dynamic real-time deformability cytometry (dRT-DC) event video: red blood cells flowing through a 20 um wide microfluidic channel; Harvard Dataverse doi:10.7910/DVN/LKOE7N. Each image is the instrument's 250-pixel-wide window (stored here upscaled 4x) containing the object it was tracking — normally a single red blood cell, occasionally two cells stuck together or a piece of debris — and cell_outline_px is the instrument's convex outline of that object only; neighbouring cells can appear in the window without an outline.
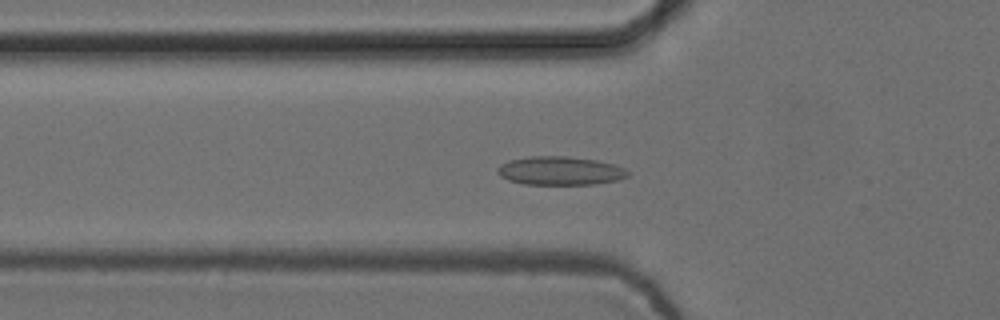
{"species": "common noctule bat (a hibernating species)", "species_latin": "Nyctalus noctula", "temperature_condition": "cold", "stored_images_in_passage": 55, "camera_frame_rate_fps": 3000, "um_per_image_px": 0.085, "animal": {"sex": "female", "body_mass_g": 24.6, "forearm_length_mm": 56.2}, "frame": {"image": 1, "passage_image": 19, "time_ms": 6.0, "image_size_px": [1000, 320], "cell_outline_px": [[628, 176], [620, 180], [596, 184], [524, 184], [508, 180], [500, 176], [496, 172], [496, 168], [500, 164], [508, 160], [532, 156], [568, 156], [596, 160], [612, 164], [624, 168], [628, 172]], "centroid_in_image_um": [47.58, 14.51], "position_along_channel_um": 78.2, "area_um2": 21.79}}
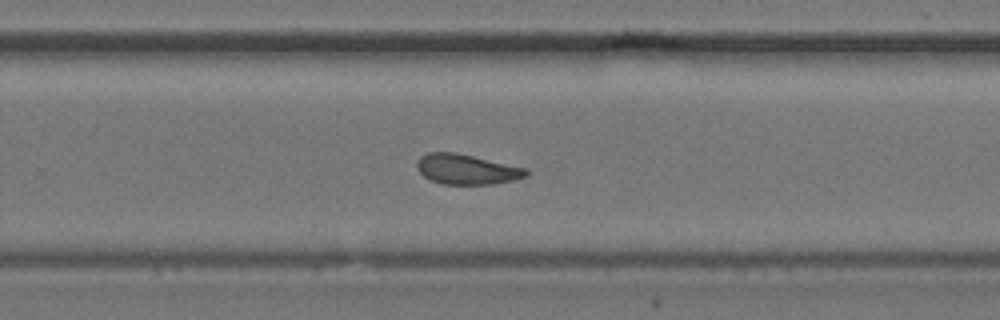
{"frame": {"image": 2, "passage_image": 36, "time_ms": 11.667, "image_size_px": [1000, 320], "cell_outline_px": [[528, 176], [512, 180], [492, 184], [440, 184], [424, 176], [416, 168], [416, 164], [420, 156], [428, 152], [452, 152], [472, 156], [528, 168]], "centroid_in_image_um": [39.66, 14.39], "position_along_channel_um": 290.1, "area_um2": 19.07}}
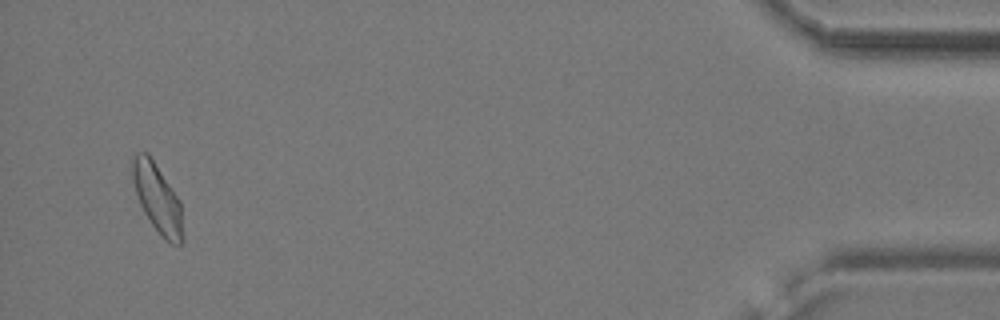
{"frame": {"image": 3, "passage_image": 53, "time_ms": 17.333, "image_size_px": [1000, 320], "cell_outline_px": [[184, 240], [180, 244], [172, 244], [164, 240], [160, 236], [144, 212], [140, 204], [132, 180], [132, 156], [136, 152], [148, 152], [180, 200], [184, 236]], "centroid_in_image_um": [13.39, 16.87], "position_along_channel_um": 421.8, "area_um2": 20.35}, "authors_computed_cell_mechanics": {"area_um2": 19.941, "velocity_mm_per_s": 3.7229, "shape_relaxation_time_tau1_ms": null, "shape_relaxation_time_tau2_ms": 1.8236, "deformation_change_tau1": null, "deformation_change_tau2": 0.0661}}